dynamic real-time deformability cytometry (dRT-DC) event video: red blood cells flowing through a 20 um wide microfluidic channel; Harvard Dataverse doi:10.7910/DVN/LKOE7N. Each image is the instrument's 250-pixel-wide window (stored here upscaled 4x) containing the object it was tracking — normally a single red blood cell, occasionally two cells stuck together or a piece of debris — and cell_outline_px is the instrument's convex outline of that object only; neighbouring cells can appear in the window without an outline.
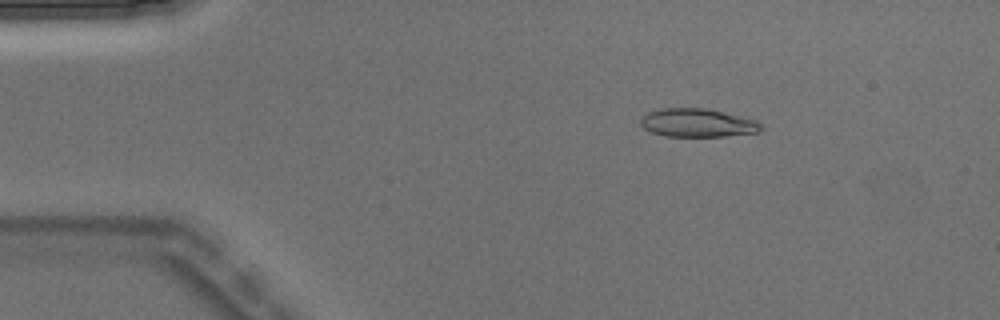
{"species": "Egyptian fruit bat (a non-hibernating species)", "species_latin": "Rousettus aegyptiacus", "temperature_condition": "warm", "stored_images_in_passage": 5, "camera_frame_rate_fps": 3000, "um_per_image_px": 0.085, "animal": {"sex": "male"}, "frame": {"image": 1, "passage_image": 3, "time_ms": 0.667, "image_size_px": [1000, 320], "cell_outline_px": [[764, 128], [760, 132], [724, 136], [664, 136], [652, 132], [644, 128], [640, 124], [640, 120], [648, 112], [660, 108], [704, 108], [724, 112], [756, 120]], "centroid_in_image_um": [59.29, 10.44], "position_along_channel_um": 25.7, "area_um2": 19.88}}